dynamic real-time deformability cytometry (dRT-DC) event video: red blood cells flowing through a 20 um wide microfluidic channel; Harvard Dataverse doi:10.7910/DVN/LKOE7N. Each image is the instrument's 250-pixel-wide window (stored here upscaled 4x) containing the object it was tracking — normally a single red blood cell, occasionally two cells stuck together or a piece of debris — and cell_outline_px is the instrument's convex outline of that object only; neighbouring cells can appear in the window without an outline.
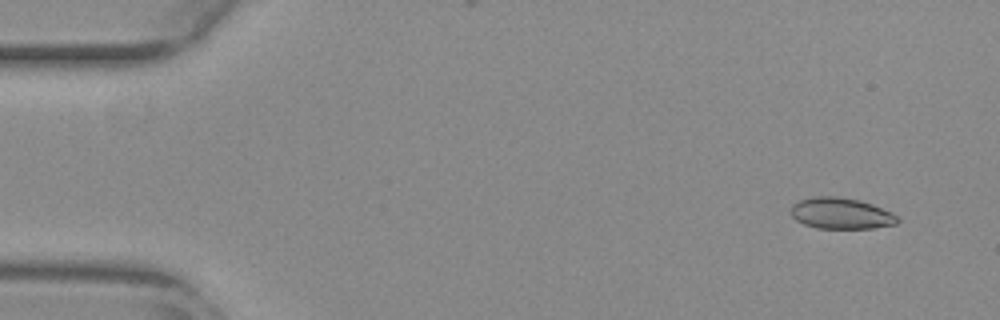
{"species": "common noctule bat (a hibernating species)", "species_latin": "Nyctalus noctula", "temperature_condition": "warm", "stored_images_in_passage": 53, "camera_frame_rate_fps": 3000, "um_per_image_px": 0.085, "animal": {"sex": "female", "body_mass_g": 29.2, "forearm_length_mm": 56.3}, "frame": {"image": 1, "passage_image": 4, "time_ms": 1.0, "image_size_px": [1000, 320], "cell_outline_px": [[900, 220], [896, 224], [872, 228], [816, 228], [804, 224], [796, 220], [792, 216], [792, 204], [800, 200], [812, 196], [836, 196], [860, 200], [872, 204], [892, 212]], "centroid_in_image_um": [71.49, 18.13], "position_along_channel_um": 13.5, "area_um2": 19.36}}
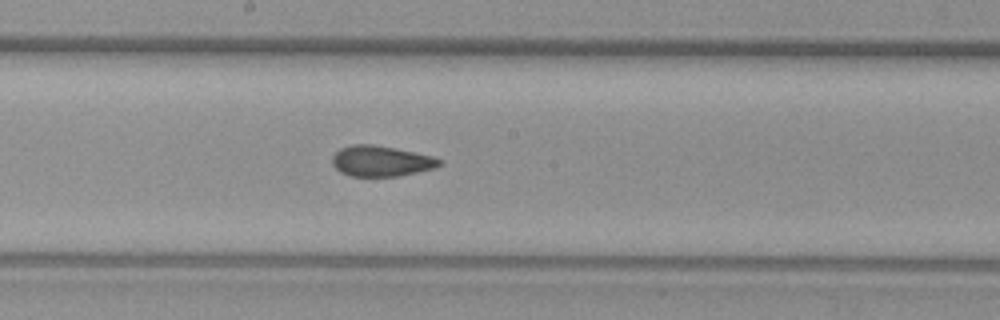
{"frame": {"image": 2, "passage_image": 29, "time_ms": 9.333, "image_size_px": [1000, 320], "cell_outline_px": [[444, 164], [436, 168], [396, 176], [352, 176], [340, 172], [332, 164], [332, 156], [340, 148], [352, 144], [372, 144], [432, 156], [444, 160]], "centroid_in_image_um": [32.4, 13.69], "position_along_channel_um": 215.8, "area_um2": 19.07}}
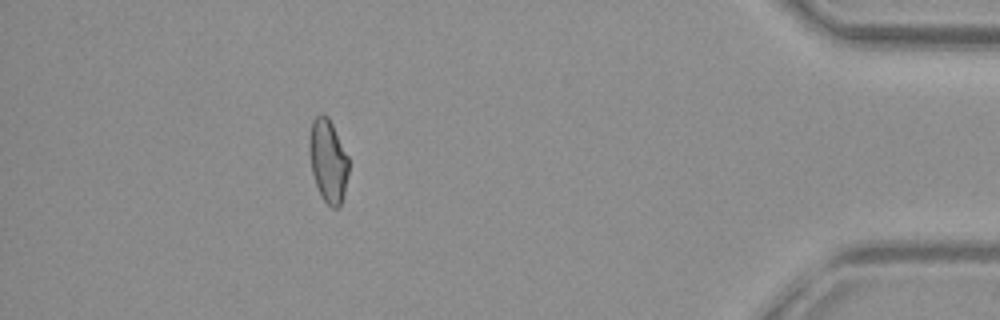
{"frame": {"image": 3, "passage_image": 48, "time_ms": 15.667, "image_size_px": [1000, 320], "cell_outline_px": [[348, 172], [344, 196], [340, 208], [332, 208], [320, 196], [312, 172], [308, 152], [308, 144], [312, 120], [320, 112], [328, 116], [348, 156]], "centroid_in_image_um": [27.87, 13.67], "position_along_channel_um": 407.3, "area_um2": 19.25}, "authors_computed_cell_mechanics": {"area_um2": 19.363, "velocity_mm_per_s": 3.894, "shape_relaxation_time_tau1_ms": null, "shape_relaxation_time_tau2_ms": 1.614, "deformation_change_tau1": null, "deformation_change_tau2": 0.0772}}